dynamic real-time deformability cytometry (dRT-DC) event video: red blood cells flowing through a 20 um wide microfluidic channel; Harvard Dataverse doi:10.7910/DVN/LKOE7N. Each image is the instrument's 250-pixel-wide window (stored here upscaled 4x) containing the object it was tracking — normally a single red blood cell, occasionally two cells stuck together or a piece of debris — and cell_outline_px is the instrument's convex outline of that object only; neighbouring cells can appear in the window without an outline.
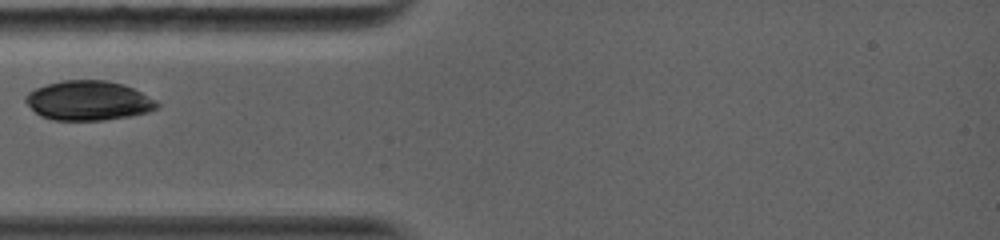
{"species": "common noctule bat (a hibernating species)", "species_latin": "Nyctalus noctula", "temperature_condition": "warm", "stored_images_in_passage": 39, "camera_frame_rate_fps": 5000, "um_per_image_px": 0.085, "animal": {"sex": "female", "body_mass_g": 19.0, "forearm_length_mm": 56.7}, "frame": {"image": 1, "passage_image": 1, "time_ms": 0.0, "image_size_px": [1000, 240], "cell_outline_px": [[160, 104], [156, 108], [148, 112], [132, 116], [104, 120], [52, 120], [40, 116], [24, 100], [24, 96], [28, 92], [36, 88], [48, 84], [64, 80], [108, 80], [124, 84], [156, 100]], "centroid_in_image_um": [7.52, 8.55], "position_along_channel_um": 77.5, "area_um2": 30.29}}
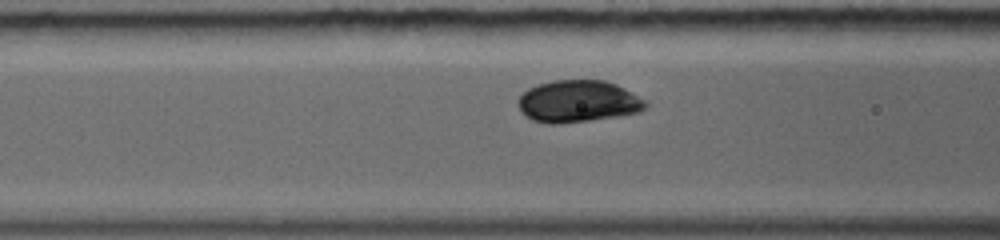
{"frame": {"image": 2, "passage_image": 8, "time_ms": 1.0, "image_size_px": [1000, 240], "cell_outline_px": [[648, 104], [640, 112], [616, 116], [588, 120], [556, 124], [548, 124], [532, 120], [524, 116], [520, 112], [520, 96], [528, 88], [536, 84], [552, 80], [604, 80], [616, 84], [624, 88], [644, 100]], "centroid_in_image_um": [49.1, 8.61], "position_along_channel_um": 117.5, "area_um2": 31.04}}
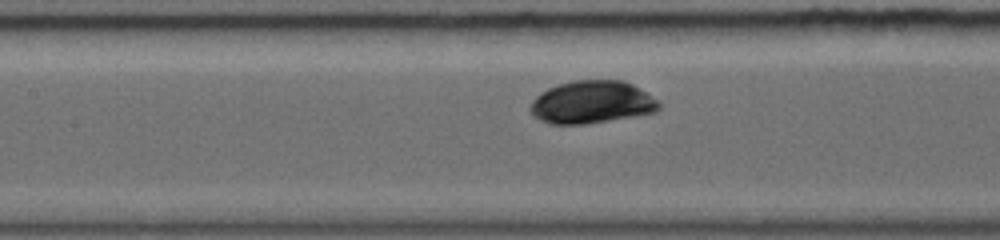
{"frame": {"image": 3, "passage_image": 12, "time_ms": 2.0, "image_size_px": [1000, 240], "cell_outline_px": [[660, 108], [656, 112], [636, 116], [584, 124], [548, 124], [532, 116], [528, 108], [532, 100], [540, 92], [548, 88], [572, 80], [624, 80], [632, 84], [656, 100], [660, 104]], "centroid_in_image_um": [50.25, 8.7], "position_along_channel_um": 157.2, "area_um2": 32.08}}